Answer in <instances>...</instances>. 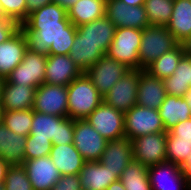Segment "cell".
I'll return each instance as SVG.
<instances>
[{"label": "cell", "mask_w": 191, "mask_h": 190, "mask_svg": "<svg viewBox=\"0 0 191 190\" xmlns=\"http://www.w3.org/2000/svg\"><path fill=\"white\" fill-rule=\"evenodd\" d=\"M20 29L28 49L44 56L69 55L77 31L67 11L54 2L31 12Z\"/></svg>", "instance_id": "cell-1"}, {"label": "cell", "mask_w": 191, "mask_h": 190, "mask_svg": "<svg viewBox=\"0 0 191 190\" xmlns=\"http://www.w3.org/2000/svg\"><path fill=\"white\" fill-rule=\"evenodd\" d=\"M68 117L86 119L102 102L103 97L84 72L67 86Z\"/></svg>", "instance_id": "cell-2"}, {"label": "cell", "mask_w": 191, "mask_h": 190, "mask_svg": "<svg viewBox=\"0 0 191 190\" xmlns=\"http://www.w3.org/2000/svg\"><path fill=\"white\" fill-rule=\"evenodd\" d=\"M74 120L69 117L54 116L33 110L31 132L28 136L50 139L52 145L72 144Z\"/></svg>", "instance_id": "cell-3"}, {"label": "cell", "mask_w": 191, "mask_h": 190, "mask_svg": "<svg viewBox=\"0 0 191 190\" xmlns=\"http://www.w3.org/2000/svg\"><path fill=\"white\" fill-rule=\"evenodd\" d=\"M179 43L166 26L149 25L142 30L139 48V70H145L157 58L174 49Z\"/></svg>", "instance_id": "cell-4"}, {"label": "cell", "mask_w": 191, "mask_h": 190, "mask_svg": "<svg viewBox=\"0 0 191 190\" xmlns=\"http://www.w3.org/2000/svg\"><path fill=\"white\" fill-rule=\"evenodd\" d=\"M142 30L134 28H116L114 39L107 55L125 64L131 70H139V48Z\"/></svg>", "instance_id": "cell-5"}, {"label": "cell", "mask_w": 191, "mask_h": 190, "mask_svg": "<svg viewBox=\"0 0 191 190\" xmlns=\"http://www.w3.org/2000/svg\"><path fill=\"white\" fill-rule=\"evenodd\" d=\"M124 127L125 137L129 140L147 134L166 132L158 109L138 105L124 113Z\"/></svg>", "instance_id": "cell-6"}, {"label": "cell", "mask_w": 191, "mask_h": 190, "mask_svg": "<svg viewBox=\"0 0 191 190\" xmlns=\"http://www.w3.org/2000/svg\"><path fill=\"white\" fill-rule=\"evenodd\" d=\"M47 56L27 49L22 62L6 77L9 83L38 88L44 83Z\"/></svg>", "instance_id": "cell-7"}, {"label": "cell", "mask_w": 191, "mask_h": 190, "mask_svg": "<svg viewBox=\"0 0 191 190\" xmlns=\"http://www.w3.org/2000/svg\"><path fill=\"white\" fill-rule=\"evenodd\" d=\"M167 132L147 134L132 139L133 160L146 167L166 162Z\"/></svg>", "instance_id": "cell-8"}, {"label": "cell", "mask_w": 191, "mask_h": 190, "mask_svg": "<svg viewBox=\"0 0 191 190\" xmlns=\"http://www.w3.org/2000/svg\"><path fill=\"white\" fill-rule=\"evenodd\" d=\"M106 140L86 120H74L73 144L85 161H99Z\"/></svg>", "instance_id": "cell-9"}, {"label": "cell", "mask_w": 191, "mask_h": 190, "mask_svg": "<svg viewBox=\"0 0 191 190\" xmlns=\"http://www.w3.org/2000/svg\"><path fill=\"white\" fill-rule=\"evenodd\" d=\"M86 120L108 141L125 137L124 113L104 102Z\"/></svg>", "instance_id": "cell-10"}, {"label": "cell", "mask_w": 191, "mask_h": 190, "mask_svg": "<svg viewBox=\"0 0 191 190\" xmlns=\"http://www.w3.org/2000/svg\"><path fill=\"white\" fill-rule=\"evenodd\" d=\"M139 70H130L103 97V102L123 113L136 105Z\"/></svg>", "instance_id": "cell-11"}, {"label": "cell", "mask_w": 191, "mask_h": 190, "mask_svg": "<svg viewBox=\"0 0 191 190\" xmlns=\"http://www.w3.org/2000/svg\"><path fill=\"white\" fill-rule=\"evenodd\" d=\"M131 69L125 64L110 58L107 54L102 56L85 73L91 79L99 93L104 96L112 86Z\"/></svg>", "instance_id": "cell-12"}, {"label": "cell", "mask_w": 191, "mask_h": 190, "mask_svg": "<svg viewBox=\"0 0 191 190\" xmlns=\"http://www.w3.org/2000/svg\"><path fill=\"white\" fill-rule=\"evenodd\" d=\"M32 109L48 115L68 117L67 86L43 83L36 88Z\"/></svg>", "instance_id": "cell-13"}, {"label": "cell", "mask_w": 191, "mask_h": 190, "mask_svg": "<svg viewBox=\"0 0 191 190\" xmlns=\"http://www.w3.org/2000/svg\"><path fill=\"white\" fill-rule=\"evenodd\" d=\"M105 16L116 28L143 30L150 25L144 5L129 6L120 0H106Z\"/></svg>", "instance_id": "cell-14"}, {"label": "cell", "mask_w": 191, "mask_h": 190, "mask_svg": "<svg viewBox=\"0 0 191 190\" xmlns=\"http://www.w3.org/2000/svg\"><path fill=\"white\" fill-rule=\"evenodd\" d=\"M148 176L152 190H188L191 186L180 166L168 161L148 167Z\"/></svg>", "instance_id": "cell-15"}, {"label": "cell", "mask_w": 191, "mask_h": 190, "mask_svg": "<svg viewBox=\"0 0 191 190\" xmlns=\"http://www.w3.org/2000/svg\"><path fill=\"white\" fill-rule=\"evenodd\" d=\"M22 165L31 182L32 190H51L61 177L50 156L25 160Z\"/></svg>", "instance_id": "cell-16"}, {"label": "cell", "mask_w": 191, "mask_h": 190, "mask_svg": "<svg viewBox=\"0 0 191 190\" xmlns=\"http://www.w3.org/2000/svg\"><path fill=\"white\" fill-rule=\"evenodd\" d=\"M83 73L79 66L71 59L70 55L49 54L47 56L44 83L68 86Z\"/></svg>", "instance_id": "cell-17"}, {"label": "cell", "mask_w": 191, "mask_h": 190, "mask_svg": "<svg viewBox=\"0 0 191 190\" xmlns=\"http://www.w3.org/2000/svg\"><path fill=\"white\" fill-rule=\"evenodd\" d=\"M133 160L132 142L127 137L107 141L99 162L119 178Z\"/></svg>", "instance_id": "cell-18"}, {"label": "cell", "mask_w": 191, "mask_h": 190, "mask_svg": "<svg viewBox=\"0 0 191 190\" xmlns=\"http://www.w3.org/2000/svg\"><path fill=\"white\" fill-rule=\"evenodd\" d=\"M166 96L163 79L151 75L146 70H139V84L136 105L159 109Z\"/></svg>", "instance_id": "cell-19"}, {"label": "cell", "mask_w": 191, "mask_h": 190, "mask_svg": "<svg viewBox=\"0 0 191 190\" xmlns=\"http://www.w3.org/2000/svg\"><path fill=\"white\" fill-rule=\"evenodd\" d=\"M28 49L27 40L19 29L11 38L0 43V76L6 79L11 71L19 65Z\"/></svg>", "instance_id": "cell-20"}, {"label": "cell", "mask_w": 191, "mask_h": 190, "mask_svg": "<svg viewBox=\"0 0 191 190\" xmlns=\"http://www.w3.org/2000/svg\"><path fill=\"white\" fill-rule=\"evenodd\" d=\"M82 190H106L119 177L99 161H85L80 173Z\"/></svg>", "instance_id": "cell-21"}, {"label": "cell", "mask_w": 191, "mask_h": 190, "mask_svg": "<svg viewBox=\"0 0 191 190\" xmlns=\"http://www.w3.org/2000/svg\"><path fill=\"white\" fill-rule=\"evenodd\" d=\"M76 28V32L84 40L100 45V48L107 54L114 39L116 27L106 16Z\"/></svg>", "instance_id": "cell-22"}, {"label": "cell", "mask_w": 191, "mask_h": 190, "mask_svg": "<svg viewBox=\"0 0 191 190\" xmlns=\"http://www.w3.org/2000/svg\"><path fill=\"white\" fill-rule=\"evenodd\" d=\"M35 91V87L12 84L5 79L1 95L3 111L31 109Z\"/></svg>", "instance_id": "cell-23"}, {"label": "cell", "mask_w": 191, "mask_h": 190, "mask_svg": "<svg viewBox=\"0 0 191 190\" xmlns=\"http://www.w3.org/2000/svg\"><path fill=\"white\" fill-rule=\"evenodd\" d=\"M58 168L61 176L79 175L85 160L80 155L74 144L52 145L49 155Z\"/></svg>", "instance_id": "cell-24"}, {"label": "cell", "mask_w": 191, "mask_h": 190, "mask_svg": "<svg viewBox=\"0 0 191 190\" xmlns=\"http://www.w3.org/2000/svg\"><path fill=\"white\" fill-rule=\"evenodd\" d=\"M26 136L10 131L0 122V157L9 165H22L24 162Z\"/></svg>", "instance_id": "cell-25"}, {"label": "cell", "mask_w": 191, "mask_h": 190, "mask_svg": "<svg viewBox=\"0 0 191 190\" xmlns=\"http://www.w3.org/2000/svg\"><path fill=\"white\" fill-rule=\"evenodd\" d=\"M166 27L179 44L191 36V0H174L172 15Z\"/></svg>", "instance_id": "cell-26"}, {"label": "cell", "mask_w": 191, "mask_h": 190, "mask_svg": "<svg viewBox=\"0 0 191 190\" xmlns=\"http://www.w3.org/2000/svg\"><path fill=\"white\" fill-rule=\"evenodd\" d=\"M158 110L166 132L191 118V109L183 97L166 95Z\"/></svg>", "instance_id": "cell-27"}, {"label": "cell", "mask_w": 191, "mask_h": 190, "mask_svg": "<svg viewBox=\"0 0 191 190\" xmlns=\"http://www.w3.org/2000/svg\"><path fill=\"white\" fill-rule=\"evenodd\" d=\"M70 57L79 68L86 72L106 53L100 45L84 40L77 32L70 50Z\"/></svg>", "instance_id": "cell-28"}, {"label": "cell", "mask_w": 191, "mask_h": 190, "mask_svg": "<svg viewBox=\"0 0 191 190\" xmlns=\"http://www.w3.org/2000/svg\"><path fill=\"white\" fill-rule=\"evenodd\" d=\"M106 0H78L67 10V17L76 27L105 16Z\"/></svg>", "instance_id": "cell-29"}, {"label": "cell", "mask_w": 191, "mask_h": 190, "mask_svg": "<svg viewBox=\"0 0 191 190\" xmlns=\"http://www.w3.org/2000/svg\"><path fill=\"white\" fill-rule=\"evenodd\" d=\"M166 95L183 97L191 87V57L183 56L174 73L163 79Z\"/></svg>", "instance_id": "cell-30"}, {"label": "cell", "mask_w": 191, "mask_h": 190, "mask_svg": "<svg viewBox=\"0 0 191 190\" xmlns=\"http://www.w3.org/2000/svg\"><path fill=\"white\" fill-rule=\"evenodd\" d=\"M184 55L182 44H178L174 49L157 58L145 70L159 79H164L174 73Z\"/></svg>", "instance_id": "cell-31"}, {"label": "cell", "mask_w": 191, "mask_h": 190, "mask_svg": "<svg viewBox=\"0 0 191 190\" xmlns=\"http://www.w3.org/2000/svg\"><path fill=\"white\" fill-rule=\"evenodd\" d=\"M119 180L126 190H152L148 167L132 160L123 170Z\"/></svg>", "instance_id": "cell-32"}, {"label": "cell", "mask_w": 191, "mask_h": 190, "mask_svg": "<svg viewBox=\"0 0 191 190\" xmlns=\"http://www.w3.org/2000/svg\"><path fill=\"white\" fill-rule=\"evenodd\" d=\"M33 120V109L4 111L2 122L15 134L28 136L31 132V124Z\"/></svg>", "instance_id": "cell-33"}, {"label": "cell", "mask_w": 191, "mask_h": 190, "mask_svg": "<svg viewBox=\"0 0 191 190\" xmlns=\"http://www.w3.org/2000/svg\"><path fill=\"white\" fill-rule=\"evenodd\" d=\"M174 0H145L144 7L150 25L166 26L171 18Z\"/></svg>", "instance_id": "cell-34"}, {"label": "cell", "mask_w": 191, "mask_h": 190, "mask_svg": "<svg viewBox=\"0 0 191 190\" xmlns=\"http://www.w3.org/2000/svg\"><path fill=\"white\" fill-rule=\"evenodd\" d=\"M191 153V140L179 139L171 131L167 132L166 140V158L181 166Z\"/></svg>", "instance_id": "cell-35"}, {"label": "cell", "mask_w": 191, "mask_h": 190, "mask_svg": "<svg viewBox=\"0 0 191 190\" xmlns=\"http://www.w3.org/2000/svg\"><path fill=\"white\" fill-rule=\"evenodd\" d=\"M3 184L5 190H32L31 182L23 165H10Z\"/></svg>", "instance_id": "cell-36"}, {"label": "cell", "mask_w": 191, "mask_h": 190, "mask_svg": "<svg viewBox=\"0 0 191 190\" xmlns=\"http://www.w3.org/2000/svg\"><path fill=\"white\" fill-rule=\"evenodd\" d=\"M51 149L52 142L50 139H41L35 138V136H27L24 161L49 156Z\"/></svg>", "instance_id": "cell-37"}, {"label": "cell", "mask_w": 191, "mask_h": 190, "mask_svg": "<svg viewBox=\"0 0 191 190\" xmlns=\"http://www.w3.org/2000/svg\"><path fill=\"white\" fill-rule=\"evenodd\" d=\"M3 15L22 24L27 19L26 0H0Z\"/></svg>", "instance_id": "cell-38"}, {"label": "cell", "mask_w": 191, "mask_h": 190, "mask_svg": "<svg viewBox=\"0 0 191 190\" xmlns=\"http://www.w3.org/2000/svg\"><path fill=\"white\" fill-rule=\"evenodd\" d=\"M51 190H82L79 175H63Z\"/></svg>", "instance_id": "cell-39"}, {"label": "cell", "mask_w": 191, "mask_h": 190, "mask_svg": "<svg viewBox=\"0 0 191 190\" xmlns=\"http://www.w3.org/2000/svg\"><path fill=\"white\" fill-rule=\"evenodd\" d=\"M20 29V24L7 17H0V43L11 38Z\"/></svg>", "instance_id": "cell-40"}, {"label": "cell", "mask_w": 191, "mask_h": 190, "mask_svg": "<svg viewBox=\"0 0 191 190\" xmlns=\"http://www.w3.org/2000/svg\"><path fill=\"white\" fill-rule=\"evenodd\" d=\"M170 131L179 139L191 140V118L178 122Z\"/></svg>", "instance_id": "cell-41"}, {"label": "cell", "mask_w": 191, "mask_h": 190, "mask_svg": "<svg viewBox=\"0 0 191 190\" xmlns=\"http://www.w3.org/2000/svg\"><path fill=\"white\" fill-rule=\"evenodd\" d=\"M53 0H26L27 5V18L28 15L33 12L34 10H37L47 4L52 3Z\"/></svg>", "instance_id": "cell-42"}, {"label": "cell", "mask_w": 191, "mask_h": 190, "mask_svg": "<svg viewBox=\"0 0 191 190\" xmlns=\"http://www.w3.org/2000/svg\"><path fill=\"white\" fill-rule=\"evenodd\" d=\"M183 176L186 178L187 182L191 185V153L188 154L187 159L180 166Z\"/></svg>", "instance_id": "cell-43"}, {"label": "cell", "mask_w": 191, "mask_h": 190, "mask_svg": "<svg viewBox=\"0 0 191 190\" xmlns=\"http://www.w3.org/2000/svg\"><path fill=\"white\" fill-rule=\"evenodd\" d=\"M10 165L0 157V183H4L6 171Z\"/></svg>", "instance_id": "cell-44"}, {"label": "cell", "mask_w": 191, "mask_h": 190, "mask_svg": "<svg viewBox=\"0 0 191 190\" xmlns=\"http://www.w3.org/2000/svg\"><path fill=\"white\" fill-rule=\"evenodd\" d=\"M78 0H53L54 3H57L66 11L72 7Z\"/></svg>", "instance_id": "cell-45"}, {"label": "cell", "mask_w": 191, "mask_h": 190, "mask_svg": "<svg viewBox=\"0 0 191 190\" xmlns=\"http://www.w3.org/2000/svg\"><path fill=\"white\" fill-rule=\"evenodd\" d=\"M185 56L191 57V36L181 43Z\"/></svg>", "instance_id": "cell-46"}, {"label": "cell", "mask_w": 191, "mask_h": 190, "mask_svg": "<svg viewBox=\"0 0 191 190\" xmlns=\"http://www.w3.org/2000/svg\"><path fill=\"white\" fill-rule=\"evenodd\" d=\"M106 190H126L123 186V184L121 183V181L118 179L115 182H112Z\"/></svg>", "instance_id": "cell-47"}, {"label": "cell", "mask_w": 191, "mask_h": 190, "mask_svg": "<svg viewBox=\"0 0 191 190\" xmlns=\"http://www.w3.org/2000/svg\"><path fill=\"white\" fill-rule=\"evenodd\" d=\"M122 2H124L126 5L129 6H140V5H144L145 0H120Z\"/></svg>", "instance_id": "cell-48"}, {"label": "cell", "mask_w": 191, "mask_h": 190, "mask_svg": "<svg viewBox=\"0 0 191 190\" xmlns=\"http://www.w3.org/2000/svg\"><path fill=\"white\" fill-rule=\"evenodd\" d=\"M183 98L185 99V101L189 105V108L191 109V87L184 94Z\"/></svg>", "instance_id": "cell-49"}, {"label": "cell", "mask_w": 191, "mask_h": 190, "mask_svg": "<svg viewBox=\"0 0 191 190\" xmlns=\"http://www.w3.org/2000/svg\"><path fill=\"white\" fill-rule=\"evenodd\" d=\"M4 82H5V79L0 76V100H1V95H2V89H3Z\"/></svg>", "instance_id": "cell-50"}, {"label": "cell", "mask_w": 191, "mask_h": 190, "mask_svg": "<svg viewBox=\"0 0 191 190\" xmlns=\"http://www.w3.org/2000/svg\"><path fill=\"white\" fill-rule=\"evenodd\" d=\"M3 112H4L3 107H2L1 100H0V122H2Z\"/></svg>", "instance_id": "cell-51"}, {"label": "cell", "mask_w": 191, "mask_h": 190, "mask_svg": "<svg viewBox=\"0 0 191 190\" xmlns=\"http://www.w3.org/2000/svg\"><path fill=\"white\" fill-rule=\"evenodd\" d=\"M0 190H5L3 183H0Z\"/></svg>", "instance_id": "cell-52"}, {"label": "cell", "mask_w": 191, "mask_h": 190, "mask_svg": "<svg viewBox=\"0 0 191 190\" xmlns=\"http://www.w3.org/2000/svg\"><path fill=\"white\" fill-rule=\"evenodd\" d=\"M0 17H5V16L3 15V12H2L1 7H0Z\"/></svg>", "instance_id": "cell-53"}]
</instances>
